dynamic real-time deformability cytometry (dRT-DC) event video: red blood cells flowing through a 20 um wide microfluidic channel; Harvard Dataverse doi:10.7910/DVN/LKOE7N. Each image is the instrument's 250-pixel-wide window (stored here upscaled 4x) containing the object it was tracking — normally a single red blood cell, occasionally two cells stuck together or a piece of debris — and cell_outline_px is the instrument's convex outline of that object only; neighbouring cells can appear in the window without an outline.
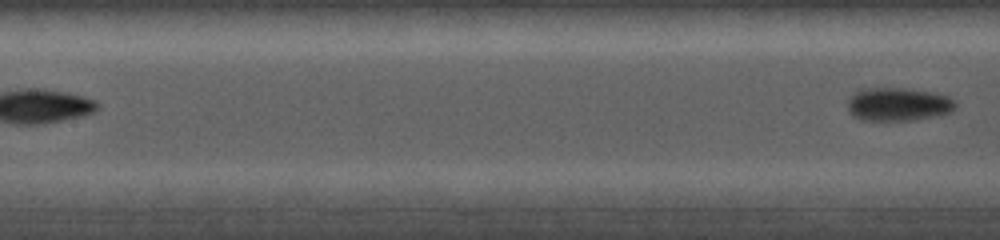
{"species": "common noctule bat (a hibernating species)", "species_latin": "Nyctalus noctula", "temperature_condition": "cold", "stored_images_in_passage": 14, "segment_of_instrument_passage": [2, 2], "camera_frame_rate_fps": 5000, "um_per_image_px": 0.085, "animal": {"sex": "female", "body_mass_g": 19.0, "forearm_length_mm": 56.7}, "frame": {"image": 1, "passage_image": 14, "time_ms": 7.0, "image_size_px": [1000, 240], "cell_outline_px": [[956, 108], [952, 112], [932, 116], [908, 120], [860, 120], [852, 116], [848, 112], [848, 100], [860, 88], [904, 88], [932, 92], [948, 96], [956, 104]], "centroid_in_image_um": [76.31, 8.86], "position_along_channel_um": 131.1, "area_um2": 20.87}}